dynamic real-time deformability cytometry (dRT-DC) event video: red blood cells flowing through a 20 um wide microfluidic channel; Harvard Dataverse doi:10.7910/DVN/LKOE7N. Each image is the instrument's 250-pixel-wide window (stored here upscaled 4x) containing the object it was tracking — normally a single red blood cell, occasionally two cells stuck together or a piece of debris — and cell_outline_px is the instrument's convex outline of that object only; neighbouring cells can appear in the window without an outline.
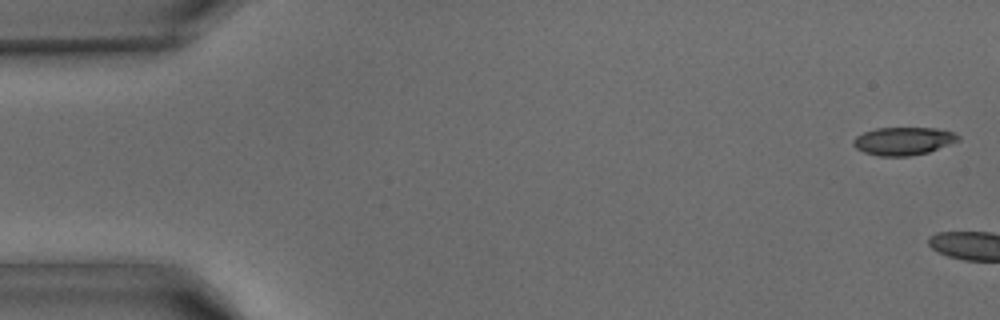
{"species": "common noctule bat (a hibernating species)", "species_latin": "Nyctalus noctula", "temperature_condition": "warm", "stored_images_in_passage": 7, "camera_frame_rate_fps": 3000, "um_per_image_px": 0.085, "animal": {"sex": "male", "body_mass_g": 15.6}, "frame": {"image": 1, "passage_image": 1, "time_ms": 0.0, "image_size_px": [1000, 320], "cell_outline_px": [[960, 140], [928, 152], [908, 156], [880, 156], [864, 152], [856, 148], [852, 144], [852, 140], [856, 136], [864, 132], [876, 128], [936, 128], [956, 132], [960, 136]], "centroid_in_image_um": [76.79, 11.98], "position_along_channel_um": 8.2, "area_um2": 17.11}}